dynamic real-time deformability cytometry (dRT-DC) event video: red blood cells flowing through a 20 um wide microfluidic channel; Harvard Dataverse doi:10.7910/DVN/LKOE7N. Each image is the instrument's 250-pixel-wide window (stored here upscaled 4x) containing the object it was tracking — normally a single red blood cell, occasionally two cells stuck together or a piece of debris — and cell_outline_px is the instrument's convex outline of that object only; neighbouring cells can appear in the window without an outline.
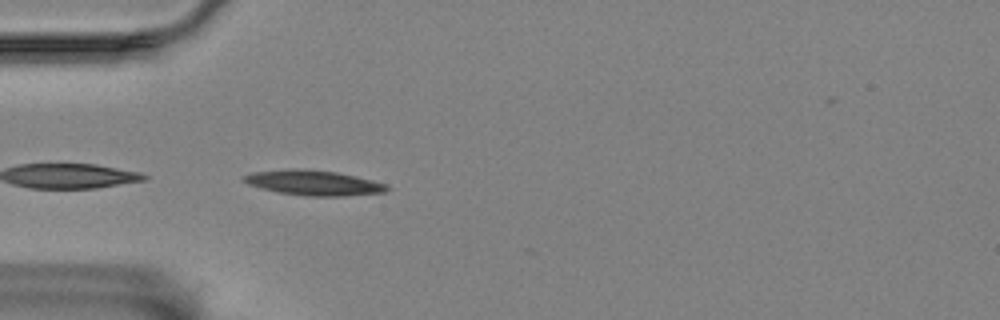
{"species": "Egyptian fruit bat (a non-hibernating species)", "species_latin": "Rousettus aegyptiacus", "temperature_condition": "room temperature", "stored_images_in_passage": 9, "camera_frame_rate_fps": 3000, "um_per_image_px": 0.085, "animal": {"sex": "female"}, "frame": {"image": 1, "passage_image": 1, "time_ms": 0.0, "image_size_px": [1000, 320], "cell_outline_px": [[392, 188], [384, 192], [344, 196], [308, 196], [276, 192], [260, 188], [248, 184], [240, 180], [244, 176], [252, 172], [288, 168], [296, 168], [336, 172], [372, 180], [388, 184]], "centroid_in_image_um": [26.63, 15.54], "position_along_channel_um": 58.4, "area_um2": 21.04}}